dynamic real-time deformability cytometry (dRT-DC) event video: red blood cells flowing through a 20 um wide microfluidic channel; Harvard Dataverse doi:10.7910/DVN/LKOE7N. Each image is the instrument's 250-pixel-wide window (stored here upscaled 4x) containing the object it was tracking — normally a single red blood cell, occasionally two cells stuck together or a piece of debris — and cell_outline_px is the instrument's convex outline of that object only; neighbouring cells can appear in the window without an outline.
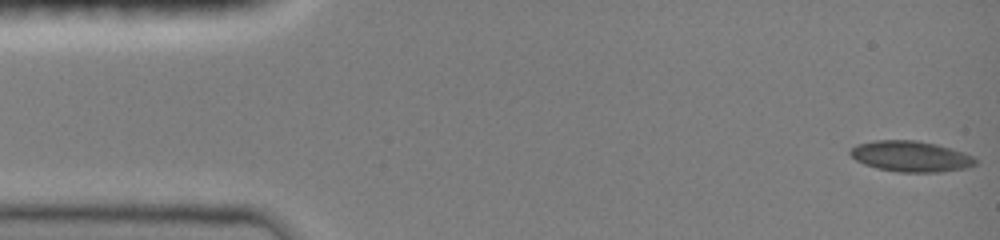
{"species": "common noctule bat (a hibernating species)", "species_latin": "Nyctalus noctula", "temperature_condition": "room temperature", "stored_images_in_passage": 70, "camera_frame_rate_fps": 3000, "um_per_image_px": 0.085, "animal": {"sex": "female", "body_mass_g": 19.0, "forearm_length_mm": 51.5}, "frame": {"image": 1, "passage_image": 1, "time_ms": 0.0, "image_size_px": [1000, 240], "cell_outline_px": [[976, 164], [968, 168], [940, 172], [900, 172], [876, 168], [864, 164], [856, 160], [848, 152], [856, 144], [872, 140], [916, 140], [936, 144], [964, 152], [972, 156], [976, 160]], "centroid_in_image_um": [77.41, 13.29], "position_along_channel_um": 7.6, "area_um2": 22.54}}
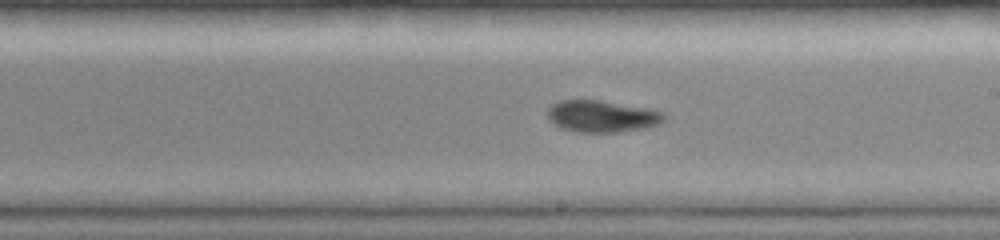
{"frame": {"image": 2, "passage_image": 33, "time_ms": 8.667, "image_size_px": [1000, 240], "cell_outline_px": [[668, 116], [660, 124], [648, 128], [616, 132], [580, 132], [560, 128], [548, 120], [548, 108], [552, 104], [560, 100], [600, 100], [648, 108], [664, 112]], "centroid_in_image_um": [51.2, 9.88], "position_along_channel_um": 237.8, "area_um2": 21.85}}
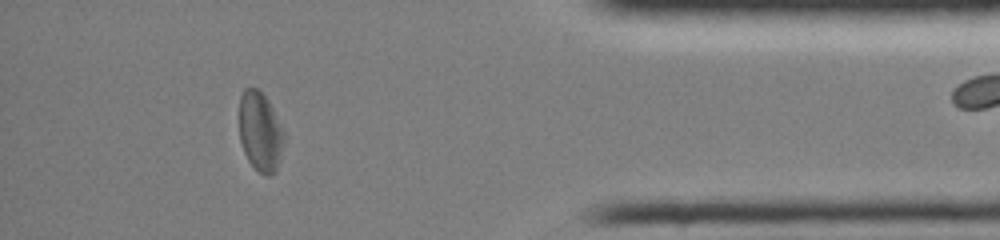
{"frame": {"image": 3, "passage_image": 59, "time_ms": 13.667, "image_size_px": [1000, 240], "cell_outline_px": [[284, 144], [276, 172], [268, 176], [264, 176], [248, 160], [244, 152], [240, 140], [240, 96], [244, 88], [256, 88], [268, 100], [284, 132]], "centroid_in_image_um": [22.12, 11.21], "position_along_channel_um": 413.1, "area_um2": 20.58}, "authors_computed_cell_mechanics": {"area_um2": 21.6172, "velocity_mm_per_s": 4.0385, "shape_relaxation_time_tau1_ms": 6.3219, "shape_relaxation_time_tau2_ms": 8.9719, "deformation_change_tau1": 0.1464, "deformation_change_tau2": 0.1204}}